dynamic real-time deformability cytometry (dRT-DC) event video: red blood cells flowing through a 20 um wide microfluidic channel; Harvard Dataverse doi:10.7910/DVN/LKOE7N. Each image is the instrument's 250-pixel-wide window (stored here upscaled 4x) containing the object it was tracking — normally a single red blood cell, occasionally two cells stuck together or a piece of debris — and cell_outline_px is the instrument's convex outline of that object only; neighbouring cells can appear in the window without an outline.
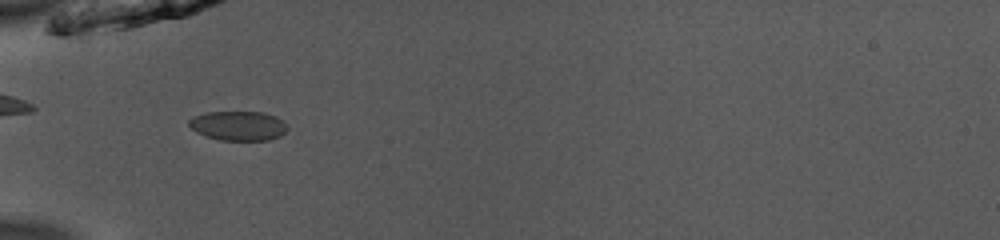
{"species": "common noctule bat (a hibernating species)", "species_latin": "Nyctalus noctula", "temperature_condition": "room temperature", "stored_images_in_passage": 35, "camera_frame_rate_fps": 3000, "um_per_image_px": 0.085, "animal": {"sex": "male", "body_mass_g": 13.0, "forearm_length_mm": 53.1}, "frame": {"image": 1, "passage_image": 1, "time_ms": 0.0, "image_size_px": [1000, 240], "cell_outline_px": [[288, 128], [280, 136], [268, 140], [220, 140], [196, 132], [188, 124], [188, 120], [192, 116], [208, 112], [264, 112], [276, 116], [284, 120], [288, 124]], "centroid_in_image_um": [20.28, 10.68], "position_along_channel_um": 64.7, "area_um2": 16.99}}
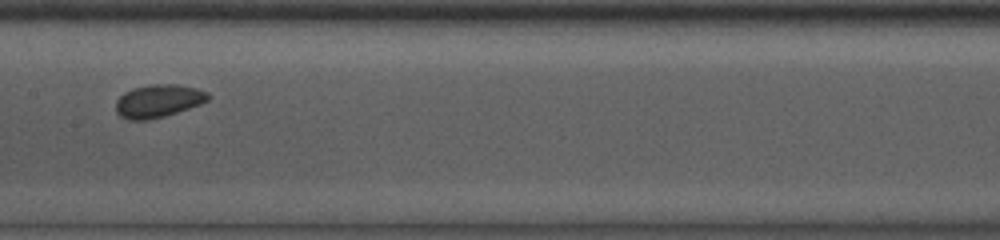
{"frame": {"image": 2, "passage_image": 11, "time_ms": 3.333, "image_size_px": [1000, 240], "cell_outline_px": [[212, 96], [208, 100], [200, 104], [164, 116], [148, 120], [128, 120], [120, 116], [116, 112], [116, 100], [124, 92], [136, 88], [152, 84], [176, 84], [196, 88], [208, 92]], "centroid_in_image_um": [13.46, 8.58], "position_along_channel_um": 193.9, "area_um2": 17.63}}
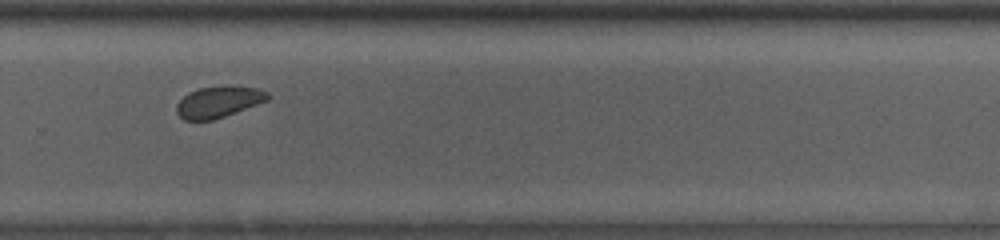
{"frame": {"image": 3, "passage_image": 20, "time_ms": 6.333, "image_size_px": [1000, 240], "cell_outline_px": [[272, 96], [268, 100], [236, 112], [212, 120], [184, 120], [176, 112], [176, 104], [188, 92], [200, 88], [228, 84], [256, 88], [268, 92]], "centroid_in_image_um": [18.59, 8.63], "position_along_channel_um": 311.2, "area_um2": 16.82}, "authors_computed_cell_mechanics": {"area_um2": 17.2244, "velocity_mm_per_s": 3.9353, "shape_relaxation_time_tau1_ms": 5.5933, "shape_relaxation_time_tau2_ms": null, "deformation_change_tau1": 0.0787, "deformation_change_tau2": null}}